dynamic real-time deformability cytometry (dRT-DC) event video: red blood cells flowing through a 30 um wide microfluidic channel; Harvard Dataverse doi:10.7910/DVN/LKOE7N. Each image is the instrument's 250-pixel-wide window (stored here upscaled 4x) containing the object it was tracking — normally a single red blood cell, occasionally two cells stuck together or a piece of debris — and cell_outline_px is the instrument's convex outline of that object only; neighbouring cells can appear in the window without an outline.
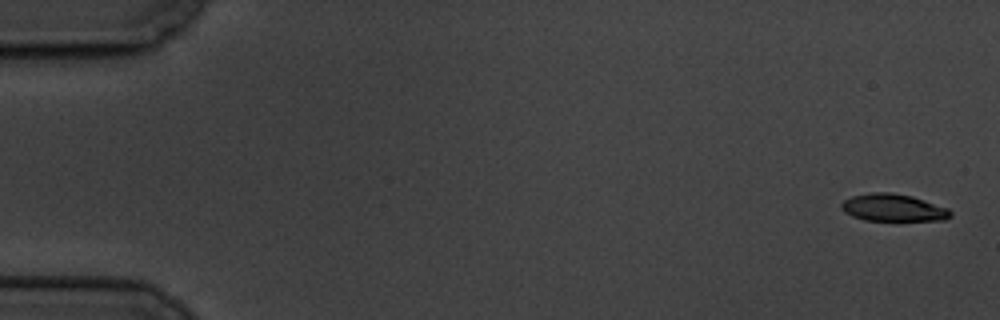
{"species": "common noctule bat (a hibernating species)", "species_latin": "Nyctalus noctula", "temperature_condition": "cold", "stored_images_in_passage": 6, "camera_frame_rate_fps": 3000, "um_per_image_px": 0.085, "animal": {"sex": "male", "body_mass_g": 19.5, "forearm_length_mm": 54.6}, "frame": {"image": 1, "passage_image": 1, "time_ms": 0.0, "image_size_px": [1000, 320], "cell_outline_px": [[952, 216], [944, 220], [864, 220], [852, 216], [844, 212], [840, 208], [840, 204], [844, 200], [852, 196], [872, 192], [892, 192], [912, 196], [948, 208], [952, 212]], "centroid_in_image_um": [75.91, 17.65], "position_along_channel_um": 9.1, "area_um2": 17.4}}
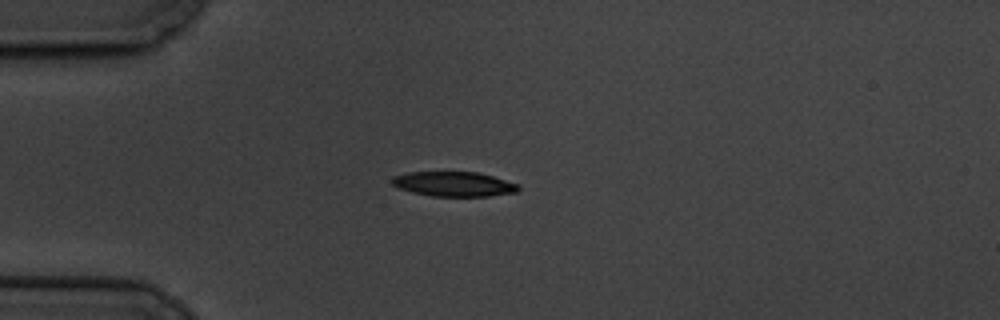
{"frame": {"image": 2, "passage_image": 4, "time_ms": 4.667, "image_size_px": [1000, 320], "cell_outline_px": [[520, 188], [516, 192], [488, 196], [432, 196], [412, 192], [400, 188], [392, 184], [392, 176], [408, 172], [476, 172], [492, 176], [520, 184]], "centroid_in_image_um": [38.58, 15.64], "position_along_channel_um": 46.4, "area_um2": 18.15}}
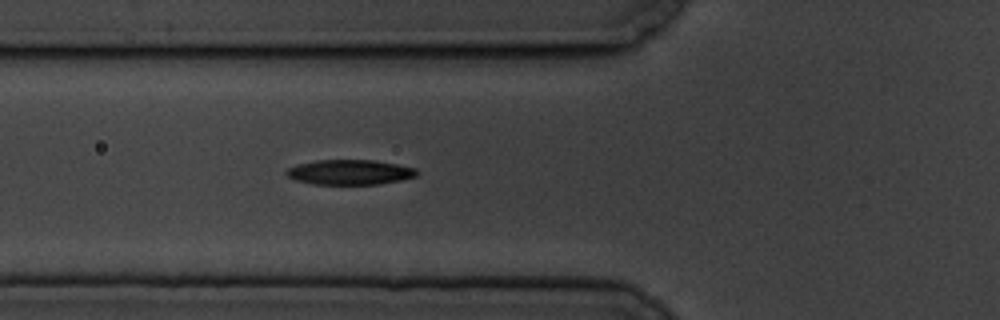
{"frame": {"image": 3, "passage_image": 6, "time_ms": 6.667, "image_size_px": [1000, 320], "cell_outline_px": [[420, 172], [416, 176], [400, 180], [380, 184], [312, 184], [296, 180], [288, 176], [284, 172], [288, 168], [296, 164], [316, 160], [376, 160], [416, 168]], "centroid_in_image_um": [29.73, 14.63], "position_along_channel_um": 96.1, "area_um2": 19.07}}